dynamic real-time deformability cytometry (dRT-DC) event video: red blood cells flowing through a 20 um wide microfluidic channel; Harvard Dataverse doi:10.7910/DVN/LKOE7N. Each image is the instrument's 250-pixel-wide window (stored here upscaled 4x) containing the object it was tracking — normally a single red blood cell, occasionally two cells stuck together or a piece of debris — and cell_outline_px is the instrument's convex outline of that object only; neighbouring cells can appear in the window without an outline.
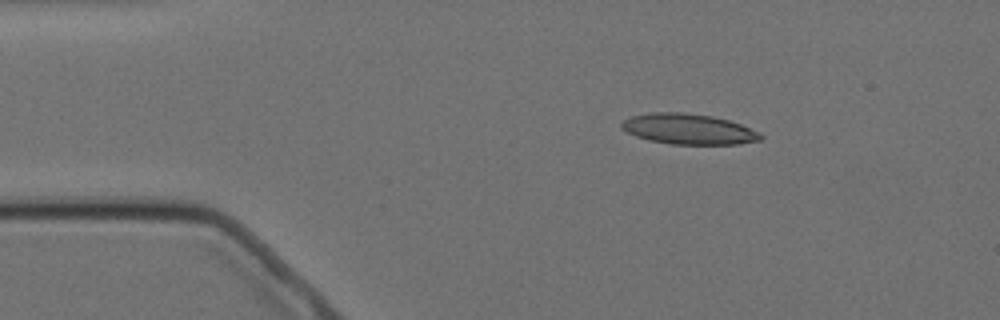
{"species": "Egyptian fruit bat (a non-hibernating species)", "species_latin": "Rousettus aegyptiacus", "temperature_condition": "cold", "stored_images_in_passage": 5, "camera_frame_rate_fps": 3000, "um_per_image_px": 0.085, "animal": {"sex": "female"}, "frame": {"image": 1, "passage_image": 3, "time_ms": 2.333, "image_size_px": [1000, 320], "cell_outline_px": [[764, 136], [760, 140], [740, 144], [672, 144], [648, 140], [636, 136], [620, 128], [620, 124], [624, 120], [632, 116], [652, 112], [684, 112], [712, 116], [728, 120], [740, 124], [760, 132]], "centroid_in_image_um": [58.53, 10.97], "position_along_channel_um": 26.5, "area_um2": 24.74}}
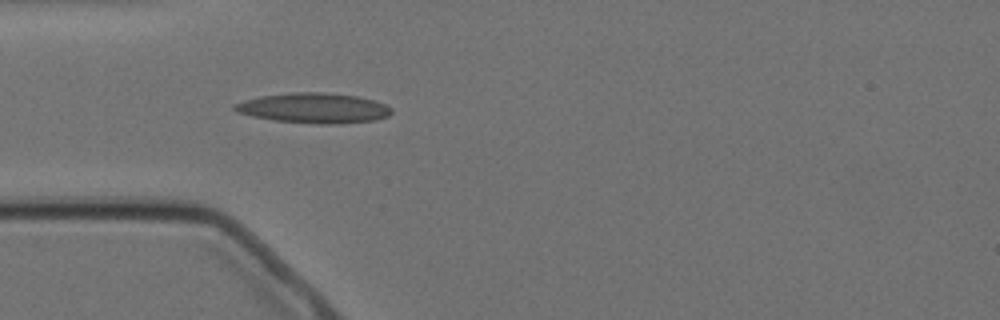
{"frame": {"image": 2, "passage_image": 5, "time_ms": 4.667, "image_size_px": [1000, 320], "cell_outline_px": [[392, 112], [388, 116], [376, 120], [340, 124], [320, 124], [272, 120], [252, 116], [236, 112], [232, 108], [232, 104], [244, 100], [260, 96], [292, 92], [324, 92], [356, 96], [372, 100], [384, 104], [392, 108]], "centroid_in_image_um": [26.64, 9.19], "position_along_channel_um": 58.4, "area_um2": 27.69}}